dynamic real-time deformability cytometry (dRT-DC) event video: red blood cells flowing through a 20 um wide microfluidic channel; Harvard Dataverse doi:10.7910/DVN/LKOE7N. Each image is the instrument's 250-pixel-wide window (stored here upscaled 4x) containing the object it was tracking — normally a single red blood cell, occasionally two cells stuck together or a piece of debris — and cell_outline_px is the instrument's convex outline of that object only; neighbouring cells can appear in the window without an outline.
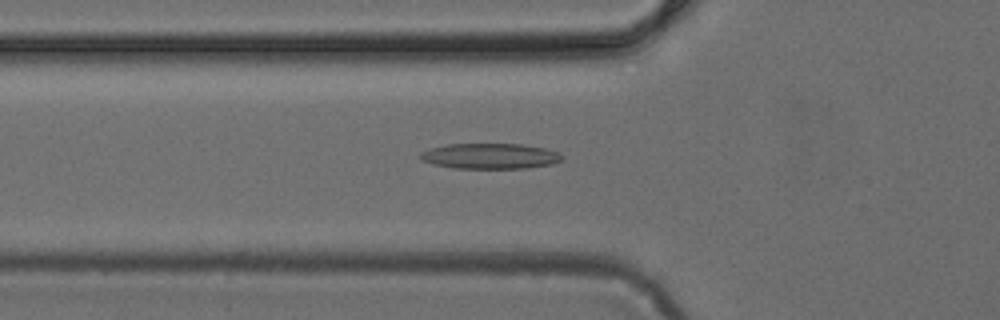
{"species": "common noctule bat (a hibernating species)", "species_latin": "Nyctalus noctula", "temperature_condition": "cold", "stored_images_in_passage": 48, "camera_frame_rate_fps": 3000, "um_per_image_px": 0.085, "animal": {"sex": "female", "body_mass_g": 24.6, "forearm_length_mm": 56.2}, "frame": {"image": 1, "passage_image": 17, "time_ms": 5.333, "image_size_px": [1000, 320], "cell_outline_px": [[560, 160], [552, 164], [528, 168], [452, 168], [432, 164], [420, 160], [420, 152], [432, 148], [448, 144], [520, 144], [544, 148], [560, 152]], "centroid_in_image_um": [41.62, 13.27], "position_along_channel_um": 84.2, "area_um2": 20.98}}
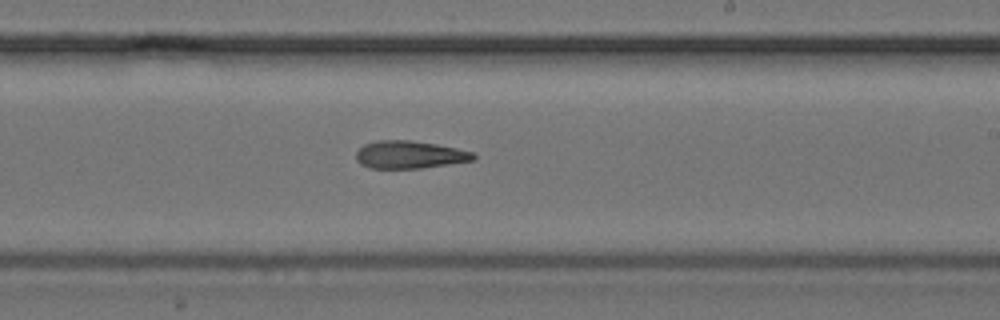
{"frame": {"image": 2, "passage_image": 29, "time_ms": 9.333, "image_size_px": [1000, 320], "cell_outline_px": [[476, 156], [472, 160], [420, 168], [368, 168], [360, 164], [356, 160], [356, 152], [364, 144], [376, 140], [408, 140], [436, 144], [456, 148], [472, 152]], "centroid_in_image_um": [34.75, 13.14], "position_along_channel_um": 254.3, "area_um2": 18.73}}
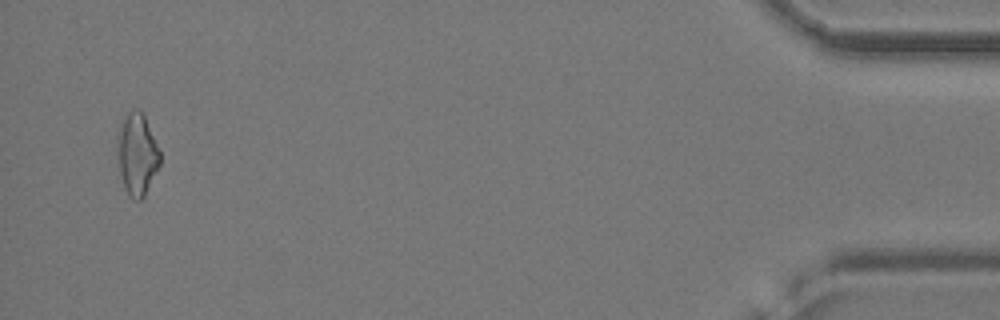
{"frame": {"image": 3, "passage_image": 47, "time_ms": 15.333, "image_size_px": [1000, 320], "cell_outline_px": [[160, 164], [144, 196], [140, 200], [132, 200], [128, 196], [124, 188], [120, 172], [116, 148], [116, 136], [128, 112], [132, 108], [140, 108], [144, 116], [160, 152]], "centroid_in_image_um": [11.63, 13.12], "position_along_channel_um": 423.6, "area_um2": 20.29}}